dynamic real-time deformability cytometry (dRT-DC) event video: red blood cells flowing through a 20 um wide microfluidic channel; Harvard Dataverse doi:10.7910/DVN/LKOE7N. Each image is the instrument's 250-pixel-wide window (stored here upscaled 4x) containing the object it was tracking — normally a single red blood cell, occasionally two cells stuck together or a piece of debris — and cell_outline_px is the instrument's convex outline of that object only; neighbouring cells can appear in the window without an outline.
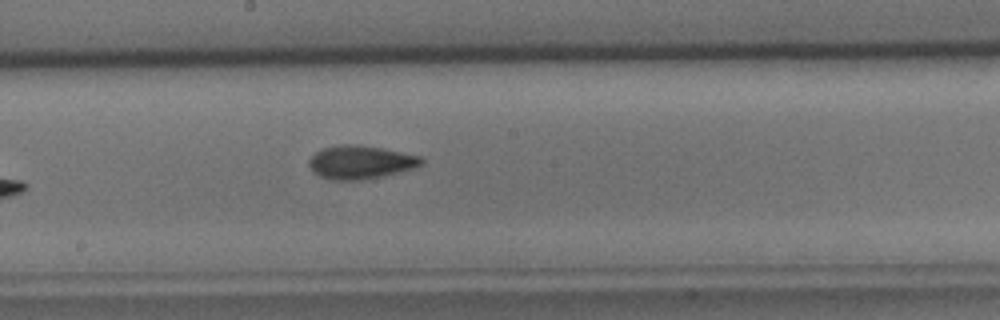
{"species": "common noctule bat (a hibernating species)", "species_latin": "Nyctalus noctula", "temperature_condition": "cold", "stored_images_in_passage": 7, "camera_frame_rate_fps": 3000, "um_per_image_px": 0.085, "animal": {"sex": "male", "body_mass_g": 15.6}, "frame": {"image": 1, "passage_image": 7, "time_ms": 8.0, "image_size_px": [1000, 320], "cell_outline_px": [[424, 164], [412, 168], [384, 176], [360, 180], [332, 180], [320, 176], [308, 164], [308, 160], [316, 152], [324, 148], [340, 144], [356, 144], [384, 148], [420, 156], [424, 160]], "centroid_in_image_um": [30.66, 13.78], "position_along_channel_um": 217.5, "area_um2": 21.79}}